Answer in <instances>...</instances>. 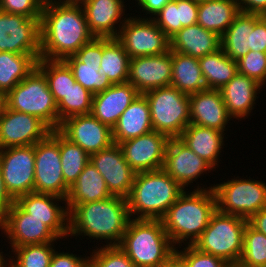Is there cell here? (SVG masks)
<instances>
[{
  "label": "cell",
  "mask_w": 266,
  "mask_h": 267,
  "mask_svg": "<svg viewBox=\"0 0 266 267\" xmlns=\"http://www.w3.org/2000/svg\"><path fill=\"white\" fill-rule=\"evenodd\" d=\"M50 132L38 117L5 106L0 118V149L35 145Z\"/></svg>",
  "instance_id": "2e32d148"
},
{
  "label": "cell",
  "mask_w": 266,
  "mask_h": 267,
  "mask_svg": "<svg viewBox=\"0 0 266 267\" xmlns=\"http://www.w3.org/2000/svg\"><path fill=\"white\" fill-rule=\"evenodd\" d=\"M170 138L151 131L139 137L120 142L124 158L136 172L157 171L163 168L166 148Z\"/></svg>",
  "instance_id": "e0dca14e"
},
{
  "label": "cell",
  "mask_w": 266,
  "mask_h": 267,
  "mask_svg": "<svg viewBox=\"0 0 266 267\" xmlns=\"http://www.w3.org/2000/svg\"><path fill=\"white\" fill-rule=\"evenodd\" d=\"M217 210L249 220L266 207V183L237 179L213 185Z\"/></svg>",
  "instance_id": "9c48e42d"
},
{
  "label": "cell",
  "mask_w": 266,
  "mask_h": 267,
  "mask_svg": "<svg viewBox=\"0 0 266 267\" xmlns=\"http://www.w3.org/2000/svg\"><path fill=\"white\" fill-rule=\"evenodd\" d=\"M94 37L79 2L44 1L40 20V58L64 60Z\"/></svg>",
  "instance_id": "6da1fadb"
},
{
  "label": "cell",
  "mask_w": 266,
  "mask_h": 267,
  "mask_svg": "<svg viewBox=\"0 0 266 267\" xmlns=\"http://www.w3.org/2000/svg\"><path fill=\"white\" fill-rule=\"evenodd\" d=\"M172 78V51L156 56H138L130 59L128 80L140 94L167 87Z\"/></svg>",
  "instance_id": "d6986e66"
},
{
  "label": "cell",
  "mask_w": 266,
  "mask_h": 267,
  "mask_svg": "<svg viewBox=\"0 0 266 267\" xmlns=\"http://www.w3.org/2000/svg\"><path fill=\"white\" fill-rule=\"evenodd\" d=\"M194 1H197L198 3H200V2H204V1H210V0H194Z\"/></svg>",
  "instance_id": "91938a15"
},
{
  "label": "cell",
  "mask_w": 266,
  "mask_h": 267,
  "mask_svg": "<svg viewBox=\"0 0 266 267\" xmlns=\"http://www.w3.org/2000/svg\"><path fill=\"white\" fill-rule=\"evenodd\" d=\"M136 267H157L175 254L162 220L130 219L118 245Z\"/></svg>",
  "instance_id": "5b68a950"
},
{
  "label": "cell",
  "mask_w": 266,
  "mask_h": 267,
  "mask_svg": "<svg viewBox=\"0 0 266 267\" xmlns=\"http://www.w3.org/2000/svg\"><path fill=\"white\" fill-rule=\"evenodd\" d=\"M248 220L216 210L209 225L193 244L198 250L222 258L236 266L243 251L244 229Z\"/></svg>",
  "instance_id": "8992f818"
},
{
  "label": "cell",
  "mask_w": 266,
  "mask_h": 267,
  "mask_svg": "<svg viewBox=\"0 0 266 267\" xmlns=\"http://www.w3.org/2000/svg\"><path fill=\"white\" fill-rule=\"evenodd\" d=\"M5 95L3 94H0V118H1V115H2V112L5 108Z\"/></svg>",
  "instance_id": "6f0895ef"
},
{
  "label": "cell",
  "mask_w": 266,
  "mask_h": 267,
  "mask_svg": "<svg viewBox=\"0 0 266 267\" xmlns=\"http://www.w3.org/2000/svg\"><path fill=\"white\" fill-rule=\"evenodd\" d=\"M104 246L93 250L89 257L91 267H136L119 246Z\"/></svg>",
  "instance_id": "b9f144b4"
},
{
  "label": "cell",
  "mask_w": 266,
  "mask_h": 267,
  "mask_svg": "<svg viewBox=\"0 0 266 267\" xmlns=\"http://www.w3.org/2000/svg\"><path fill=\"white\" fill-rule=\"evenodd\" d=\"M190 123L224 132L232 117L220 90L206 89L189 95Z\"/></svg>",
  "instance_id": "7402d4cb"
},
{
  "label": "cell",
  "mask_w": 266,
  "mask_h": 267,
  "mask_svg": "<svg viewBox=\"0 0 266 267\" xmlns=\"http://www.w3.org/2000/svg\"><path fill=\"white\" fill-rule=\"evenodd\" d=\"M59 151L64 181L70 188L76 182L85 166L90 162V156L77 144L70 142L60 132Z\"/></svg>",
  "instance_id": "8d00e7d4"
},
{
  "label": "cell",
  "mask_w": 266,
  "mask_h": 267,
  "mask_svg": "<svg viewBox=\"0 0 266 267\" xmlns=\"http://www.w3.org/2000/svg\"><path fill=\"white\" fill-rule=\"evenodd\" d=\"M262 15L239 12L233 23L220 37L221 49L232 60H239L249 52L250 33Z\"/></svg>",
  "instance_id": "f546056e"
},
{
  "label": "cell",
  "mask_w": 266,
  "mask_h": 267,
  "mask_svg": "<svg viewBox=\"0 0 266 267\" xmlns=\"http://www.w3.org/2000/svg\"><path fill=\"white\" fill-rule=\"evenodd\" d=\"M248 224L256 231L266 235V207L262 208L255 215H253L248 220Z\"/></svg>",
  "instance_id": "11a10c76"
},
{
  "label": "cell",
  "mask_w": 266,
  "mask_h": 267,
  "mask_svg": "<svg viewBox=\"0 0 266 267\" xmlns=\"http://www.w3.org/2000/svg\"><path fill=\"white\" fill-rule=\"evenodd\" d=\"M90 32L95 37L116 38L115 27L124 16V0H80ZM118 31V32H117Z\"/></svg>",
  "instance_id": "cb8c5ba5"
},
{
  "label": "cell",
  "mask_w": 266,
  "mask_h": 267,
  "mask_svg": "<svg viewBox=\"0 0 266 267\" xmlns=\"http://www.w3.org/2000/svg\"><path fill=\"white\" fill-rule=\"evenodd\" d=\"M14 202L15 200L9 195L5 188L0 170V220L3 218L5 212Z\"/></svg>",
  "instance_id": "db71d44e"
},
{
  "label": "cell",
  "mask_w": 266,
  "mask_h": 267,
  "mask_svg": "<svg viewBox=\"0 0 266 267\" xmlns=\"http://www.w3.org/2000/svg\"><path fill=\"white\" fill-rule=\"evenodd\" d=\"M40 54L0 52V94L6 95L36 67Z\"/></svg>",
  "instance_id": "d6a6232c"
},
{
  "label": "cell",
  "mask_w": 266,
  "mask_h": 267,
  "mask_svg": "<svg viewBox=\"0 0 266 267\" xmlns=\"http://www.w3.org/2000/svg\"><path fill=\"white\" fill-rule=\"evenodd\" d=\"M251 51L266 52V17L262 16L253 27L250 33V46Z\"/></svg>",
  "instance_id": "f907efd6"
},
{
  "label": "cell",
  "mask_w": 266,
  "mask_h": 267,
  "mask_svg": "<svg viewBox=\"0 0 266 267\" xmlns=\"http://www.w3.org/2000/svg\"><path fill=\"white\" fill-rule=\"evenodd\" d=\"M34 169V145L0 149L2 179L7 192L14 200L33 192Z\"/></svg>",
  "instance_id": "7c38bea8"
},
{
  "label": "cell",
  "mask_w": 266,
  "mask_h": 267,
  "mask_svg": "<svg viewBox=\"0 0 266 267\" xmlns=\"http://www.w3.org/2000/svg\"><path fill=\"white\" fill-rule=\"evenodd\" d=\"M90 162L101 173L113 196H129L137 173L126 162L119 144L113 143L90 155Z\"/></svg>",
  "instance_id": "ac0fdd59"
},
{
  "label": "cell",
  "mask_w": 266,
  "mask_h": 267,
  "mask_svg": "<svg viewBox=\"0 0 266 267\" xmlns=\"http://www.w3.org/2000/svg\"><path fill=\"white\" fill-rule=\"evenodd\" d=\"M239 11L266 16V0H236Z\"/></svg>",
  "instance_id": "816d5d0a"
},
{
  "label": "cell",
  "mask_w": 266,
  "mask_h": 267,
  "mask_svg": "<svg viewBox=\"0 0 266 267\" xmlns=\"http://www.w3.org/2000/svg\"><path fill=\"white\" fill-rule=\"evenodd\" d=\"M0 229L10 240L11 248L56 242L59 237L42 220L31 217L14 202L0 220Z\"/></svg>",
  "instance_id": "5bb4252c"
},
{
  "label": "cell",
  "mask_w": 266,
  "mask_h": 267,
  "mask_svg": "<svg viewBox=\"0 0 266 267\" xmlns=\"http://www.w3.org/2000/svg\"><path fill=\"white\" fill-rule=\"evenodd\" d=\"M157 267H184L180 258L174 254L166 262L158 265Z\"/></svg>",
  "instance_id": "9f6ffc18"
},
{
  "label": "cell",
  "mask_w": 266,
  "mask_h": 267,
  "mask_svg": "<svg viewBox=\"0 0 266 267\" xmlns=\"http://www.w3.org/2000/svg\"><path fill=\"white\" fill-rule=\"evenodd\" d=\"M92 98L93 94L76 82L57 104L58 128L61 122L69 117L91 113Z\"/></svg>",
  "instance_id": "ab89813d"
},
{
  "label": "cell",
  "mask_w": 266,
  "mask_h": 267,
  "mask_svg": "<svg viewBox=\"0 0 266 267\" xmlns=\"http://www.w3.org/2000/svg\"><path fill=\"white\" fill-rule=\"evenodd\" d=\"M184 267H230L222 258L198 250L194 245H187L183 251L175 249Z\"/></svg>",
  "instance_id": "ee69618b"
},
{
  "label": "cell",
  "mask_w": 266,
  "mask_h": 267,
  "mask_svg": "<svg viewBox=\"0 0 266 267\" xmlns=\"http://www.w3.org/2000/svg\"><path fill=\"white\" fill-rule=\"evenodd\" d=\"M170 86L188 95L206 90L198 58L172 51Z\"/></svg>",
  "instance_id": "1f68e13d"
},
{
  "label": "cell",
  "mask_w": 266,
  "mask_h": 267,
  "mask_svg": "<svg viewBox=\"0 0 266 267\" xmlns=\"http://www.w3.org/2000/svg\"><path fill=\"white\" fill-rule=\"evenodd\" d=\"M198 6L199 3L194 0H177L182 28L197 23Z\"/></svg>",
  "instance_id": "681fc988"
},
{
  "label": "cell",
  "mask_w": 266,
  "mask_h": 267,
  "mask_svg": "<svg viewBox=\"0 0 266 267\" xmlns=\"http://www.w3.org/2000/svg\"><path fill=\"white\" fill-rule=\"evenodd\" d=\"M220 48V36L197 23L181 28L170 38L171 51L198 59Z\"/></svg>",
  "instance_id": "484cf974"
},
{
  "label": "cell",
  "mask_w": 266,
  "mask_h": 267,
  "mask_svg": "<svg viewBox=\"0 0 266 267\" xmlns=\"http://www.w3.org/2000/svg\"><path fill=\"white\" fill-rule=\"evenodd\" d=\"M238 73L254 79L260 85L266 83V52L251 51L237 60Z\"/></svg>",
  "instance_id": "7bdbcfd3"
},
{
  "label": "cell",
  "mask_w": 266,
  "mask_h": 267,
  "mask_svg": "<svg viewBox=\"0 0 266 267\" xmlns=\"http://www.w3.org/2000/svg\"><path fill=\"white\" fill-rule=\"evenodd\" d=\"M43 4V0H0V11L41 18Z\"/></svg>",
  "instance_id": "bcb514c9"
},
{
  "label": "cell",
  "mask_w": 266,
  "mask_h": 267,
  "mask_svg": "<svg viewBox=\"0 0 266 267\" xmlns=\"http://www.w3.org/2000/svg\"><path fill=\"white\" fill-rule=\"evenodd\" d=\"M138 5L142 8V12L150 14V17L155 15L170 1V0H135Z\"/></svg>",
  "instance_id": "f5cc1de1"
},
{
  "label": "cell",
  "mask_w": 266,
  "mask_h": 267,
  "mask_svg": "<svg viewBox=\"0 0 266 267\" xmlns=\"http://www.w3.org/2000/svg\"><path fill=\"white\" fill-rule=\"evenodd\" d=\"M64 1H76V2H79L80 0H64Z\"/></svg>",
  "instance_id": "94428289"
},
{
  "label": "cell",
  "mask_w": 266,
  "mask_h": 267,
  "mask_svg": "<svg viewBox=\"0 0 266 267\" xmlns=\"http://www.w3.org/2000/svg\"><path fill=\"white\" fill-rule=\"evenodd\" d=\"M2 253H3V252H0V267H6V265H7V264H6V263H7L6 261H9V260H7V259L5 260V259H4L5 257L3 256Z\"/></svg>",
  "instance_id": "680465c9"
},
{
  "label": "cell",
  "mask_w": 266,
  "mask_h": 267,
  "mask_svg": "<svg viewBox=\"0 0 266 267\" xmlns=\"http://www.w3.org/2000/svg\"><path fill=\"white\" fill-rule=\"evenodd\" d=\"M262 87L254 79L237 73L230 82L220 89L229 115L238 120L248 117L256 103V95Z\"/></svg>",
  "instance_id": "d4e9b609"
},
{
  "label": "cell",
  "mask_w": 266,
  "mask_h": 267,
  "mask_svg": "<svg viewBox=\"0 0 266 267\" xmlns=\"http://www.w3.org/2000/svg\"><path fill=\"white\" fill-rule=\"evenodd\" d=\"M35 178L33 192L53 194L66 199L69 187L62 174L59 131L51 132L34 145Z\"/></svg>",
  "instance_id": "30bf717a"
},
{
  "label": "cell",
  "mask_w": 266,
  "mask_h": 267,
  "mask_svg": "<svg viewBox=\"0 0 266 267\" xmlns=\"http://www.w3.org/2000/svg\"><path fill=\"white\" fill-rule=\"evenodd\" d=\"M184 191L163 169L138 172L126 198L130 218L161 220Z\"/></svg>",
  "instance_id": "277c9868"
},
{
  "label": "cell",
  "mask_w": 266,
  "mask_h": 267,
  "mask_svg": "<svg viewBox=\"0 0 266 267\" xmlns=\"http://www.w3.org/2000/svg\"><path fill=\"white\" fill-rule=\"evenodd\" d=\"M130 56L116 38L102 37L100 74H105L113 84L128 80Z\"/></svg>",
  "instance_id": "e575fe53"
},
{
  "label": "cell",
  "mask_w": 266,
  "mask_h": 267,
  "mask_svg": "<svg viewBox=\"0 0 266 267\" xmlns=\"http://www.w3.org/2000/svg\"><path fill=\"white\" fill-rule=\"evenodd\" d=\"M198 60L207 89L220 90L238 73L237 61L227 56L221 48Z\"/></svg>",
  "instance_id": "836d02e7"
},
{
  "label": "cell",
  "mask_w": 266,
  "mask_h": 267,
  "mask_svg": "<svg viewBox=\"0 0 266 267\" xmlns=\"http://www.w3.org/2000/svg\"><path fill=\"white\" fill-rule=\"evenodd\" d=\"M37 68L46 77L49 90L57 104L76 83L71 68L64 60L40 58L37 62Z\"/></svg>",
  "instance_id": "d590c367"
},
{
  "label": "cell",
  "mask_w": 266,
  "mask_h": 267,
  "mask_svg": "<svg viewBox=\"0 0 266 267\" xmlns=\"http://www.w3.org/2000/svg\"><path fill=\"white\" fill-rule=\"evenodd\" d=\"M73 56L82 63L100 65L102 37H94L90 42L84 44Z\"/></svg>",
  "instance_id": "7dc6e473"
},
{
  "label": "cell",
  "mask_w": 266,
  "mask_h": 267,
  "mask_svg": "<svg viewBox=\"0 0 266 267\" xmlns=\"http://www.w3.org/2000/svg\"><path fill=\"white\" fill-rule=\"evenodd\" d=\"M139 94L129 82L112 84L105 91L93 95L91 114L101 123L113 128Z\"/></svg>",
  "instance_id": "603a6c76"
},
{
  "label": "cell",
  "mask_w": 266,
  "mask_h": 267,
  "mask_svg": "<svg viewBox=\"0 0 266 267\" xmlns=\"http://www.w3.org/2000/svg\"><path fill=\"white\" fill-rule=\"evenodd\" d=\"M155 16L151 19L169 39L182 28L177 0H170Z\"/></svg>",
  "instance_id": "f6af8a7d"
},
{
  "label": "cell",
  "mask_w": 266,
  "mask_h": 267,
  "mask_svg": "<svg viewBox=\"0 0 266 267\" xmlns=\"http://www.w3.org/2000/svg\"><path fill=\"white\" fill-rule=\"evenodd\" d=\"M113 196L101 173L89 162L70 187L66 198L68 211L78 204L100 201Z\"/></svg>",
  "instance_id": "f1b7e54d"
},
{
  "label": "cell",
  "mask_w": 266,
  "mask_h": 267,
  "mask_svg": "<svg viewBox=\"0 0 266 267\" xmlns=\"http://www.w3.org/2000/svg\"><path fill=\"white\" fill-rule=\"evenodd\" d=\"M8 109L38 117L51 130H58V107L44 74L36 67L5 95Z\"/></svg>",
  "instance_id": "52a82bcc"
},
{
  "label": "cell",
  "mask_w": 266,
  "mask_h": 267,
  "mask_svg": "<svg viewBox=\"0 0 266 267\" xmlns=\"http://www.w3.org/2000/svg\"><path fill=\"white\" fill-rule=\"evenodd\" d=\"M237 267H266V235L248 223L244 229L243 251Z\"/></svg>",
  "instance_id": "f35d334b"
},
{
  "label": "cell",
  "mask_w": 266,
  "mask_h": 267,
  "mask_svg": "<svg viewBox=\"0 0 266 267\" xmlns=\"http://www.w3.org/2000/svg\"><path fill=\"white\" fill-rule=\"evenodd\" d=\"M57 201H64L65 208L59 206ZM15 202L31 217L42 220L60 239L69 236L66 199L53 194L31 192L19 196Z\"/></svg>",
  "instance_id": "ffe728a7"
},
{
  "label": "cell",
  "mask_w": 266,
  "mask_h": 267,
  "mask_svg": "<svg viewBox=\"0 0 266 267\" xmlns=\"http://www.w3.org/2000/svg\"><path fill=\"white\" fill-rule=\"evenodd\" d=\"M77 256L69 252L54 251L49 267H87L89 265V256Z\"/></svg>",
  "instance_id": "c3c4849f"
},
{
  "label": "cell",
  "mask_w": 266,
  "mask_h": 267,
  "mask_svg": "<svg viewBox=\"0 0 266 267\" xmlns=\"http://www.w3.org/2000/svg\"><path fill=\"white\" fill-rule=\"evenodd\" d=\"M54 242L15 247V258L9 259L11 267H49L54 251ZM16 259V260H15Z\"/></svg>",
  "instance_id": "60d3db41"
},
{
  "label": "cell",
  "mask_w": 266,
  "mask_h": 267,
  "mask_svg": "<svg viewBox=\"0 0 266 267\" xmlns=\"http://www.w3.org/2000/svg\"><path fill=\"white\" fill-rule=\"evenodd\" d=\"M236 0H210L200 2L197 24L222 36L239 13Z\"/></svg>",
  "instance_id": "4dcf8cb0"
},
{
  "label": "cell",
  "mask_w": 266,
  "mask_h": 267,
  "mask_svg": "<svg viewBox=\"0 0 266 267\" xmlns=\"http://www.w3.org/2000/svg\"><path fill=\"white\" fill-rule=\"evenodd\" d=\"M186 190L169 207L161 219L164 229L174 246L187 242L193 245L209 225L211 216L217 210L213 187ZM190 239V240H189ZM185 241V242H184Z\"/></svg>",
  "instance_id": "3957f363"
},
{
  "label": "cell",
  "mask_w": 266,
  "mask_h": 267,
  "mask_svg": "<svg viewBox=\"0 0 266 267\" xmlns=\"http://www.w3.org/2000/svg\"><path fill=\"white\" fill-rule=\"evenodd\" d=\"M58 131L89 156L114 143L112 128L101 123L91 113L65 119L61 122Z\"/></svg>",
  "instance_id": "9a60e30c"
},
{
  "label": "cell",
  "mask_w": 266,
  "mask_h": 267,
  "mask_svg": "<svg viewBox=\"0 0 266 267\" xmlns=\"http://www.w3.org/2000/svg\"><path fill=\"white\" fill-rule=\"evenodd\" d=\"M150 106L152 128L169 138H179L190 124L189 95L172 86L144 93Z\"/></svg>",
  "instance_id": "ba28073f"
},
{
  "label": "cell",
  "mask_w": 266,
  "mask_h": 267,
  "mask_svg": "<svg viewBox=\"0 0 266 267\" xmlns=\"http://www.w3.org/2000/svg\"><path fill=\"white\" fill-rule=\"evenodd\" d=\"M118 27L120 31L116 39L130 58L156 56L170 50V39L151 18L126 17Z\"/></svg>",
  "instance_id": "8fae6325"
},
{
  "label": "cell",
  "mask_w": 266,
  "mask_h": 267,
  "mask_svg": "<svg viewBox=\"0 0 266 267\" xmlns=\"http://www.w3.org/2000/svg\"><path fill=\"white\" fill-rule=\"evenodd\" d=\"M184 189L212 167L187 147L179 138H170L162 168Z\"/></svg>",
  "instance_id": "44dd1931"
},
{
  "label": "cell",
  "mask_w": 266,
  "mask_h": 267,
  "mask_svg": "<svg viewBox=\"0 0 266 267\" xmlns=\"http://www.w3.org/2000/svg\"><path fill=\"white\" fill-rule=\"evenodd\" d=\"M64 61L71 68L76 82L93 95L105 91L113 84L107 75L98 72L100 65L82 63L73 55L66 57Z\"/></svg>",
  "instance_id": "74e56055"
},
{
  "label": "cell",
  "mask_w": 266,
  "mask_h": 267,
  "mask_svg": "<svg viewBox=\"0 0 266 267\" xmlns=\"http://www.w3.org/2000/svg\"><path fill=\"white\" fill-rule=\"evenodd\" d=\"M130 219L124 197L111 196L78 204L69 211V236L83 234L92 239L107 240L106 246H118Z\"/></svg>",
  "instance_id": "7a4b0ae2"
},
{
  "label": "cell",
  "mask_w": 266,
  "mask_h": 267,
  "mask_svg": "<svg viewBox=\"0 0 266 267\" xmlns=\"http://www.w3.org/2000/svg\"><path fill=\"white\" fill-rule=\"evenodd\" d=\"M40 20L0 11V52L40 54Z\"/></svg>",
  "instance_id": "4fadbf2b"
},
{
  "label": "cell",
  "mask_w": 266,
  "mask_h": 267,
  "mask_svg": "<svg viewBox=\"0 0 266 267\" xmlns=\"http://www.w3.org/2000/svg\"><path fill=\"white\" fill-rule=\"evenodd\" d=\"M224 135L222 131L190 123L179 139L212 168L216 169L221 148L224 146Z\"/></svg>",
  "instance_id": "83f0119b"
},
{
  "label": "cell",
  "mask_w": 266,
  "mask_h": 267,
  "mask_svg": "<svg viewBox=\"0 0 266 267\" xmlns=\"http://www.w3.org/2000/svg\"><path fill=\"white\" fill-rule=\"evenodd\" d=\"M153 131L150 106L144 94L136 99L122 113L112 128L114 143L139 137Z\"/></svg>",
  "instance_id": "4316f807"
}]
</instances>
